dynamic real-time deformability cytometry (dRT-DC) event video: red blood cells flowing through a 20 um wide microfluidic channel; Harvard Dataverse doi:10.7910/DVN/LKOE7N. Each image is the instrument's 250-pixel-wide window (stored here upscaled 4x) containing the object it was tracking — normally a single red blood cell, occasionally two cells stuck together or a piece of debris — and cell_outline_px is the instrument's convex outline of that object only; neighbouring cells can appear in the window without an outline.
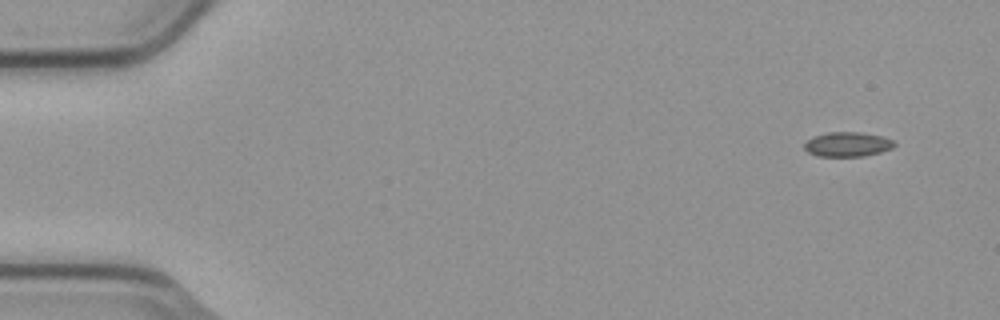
{"species": "common noctule bat (a hibernating species)", "species_latin": "Nyctalus noctula", "temperature_condition": "cold", "stored_images_in_passage": 5, "camera_frame_rate_fps": 3000, "um_per_image_px": 0.085, "animal": {"sex": "male", "body_mass_g": 23.1, "forearm_length_mm": 52.7}, "frame": {"image": 1, "passage_image": 1, "time_ms": 0.0, "image_size_px": [1000, 320], "cell_outline_px": [[896, 144], [892, 148], [880, 152], [864, 156], [816, 156], [808, 152], [804, 148], [804, 144], [812, 136], [828, 132], [860, 132], [880, 136], [896, 140]], "centroid_in_image_um": [72.04, 12.26], "position_along_channel_um": 13.0, "area_um2": 12.95}}
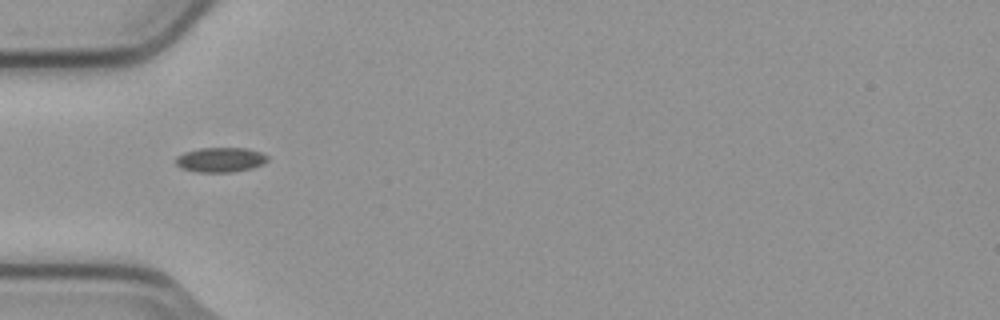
{"frame": {"image": 2, "passage_image": 5, "time_ms": 1.333, "image_size_px": [1000, 320], "cell_outline_px": [[268, 160], [264, 164], [252, 168], [232, 172], [196, 172], [180, 168], [176, 164], [176, 156], [184, 152], [200, 148], [248, 148], [260, 152], [268, 156]], "centroid_in_image_um": [18.74, 13.58], "position_along_channel_um": 66.3, "area_um2": 13.35}}